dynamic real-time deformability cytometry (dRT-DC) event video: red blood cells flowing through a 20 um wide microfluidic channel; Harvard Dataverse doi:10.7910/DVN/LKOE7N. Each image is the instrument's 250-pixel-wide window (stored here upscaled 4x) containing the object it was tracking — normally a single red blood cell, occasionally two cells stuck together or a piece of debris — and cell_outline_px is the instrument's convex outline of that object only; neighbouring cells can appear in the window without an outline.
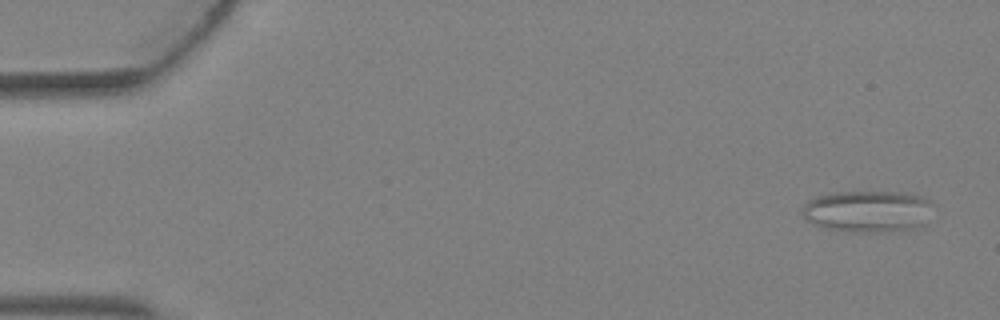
{"species": "Egyptian fruit bat (a non-hibernating species)", "species_latin": "Rousettus aegyptiacus", "temperature_condition": "warm", "stored_images_in_passage": 3, "camera_frame_rate_fps": 3000, "um_per_image_px": 0.085, "animal": {"sex": "female"}, "frame": {"image": 1, "passage_image": 1, "time_ms": 0.0, "image_size_px": [1000, 320], "cell_outline_px": [[932, 204], [924, 224], [912, 228], [884, 232], [856, 232], [828, 228], [804, 220], [800, 212], [804, 204], [808, 200], [816, 196], [836, 192], [912, 192], [924, 196]], "centroid_in_image_um": [73.73, 17.94], "position_along_channel_um": 11.3, "area_um2": 31.91}}
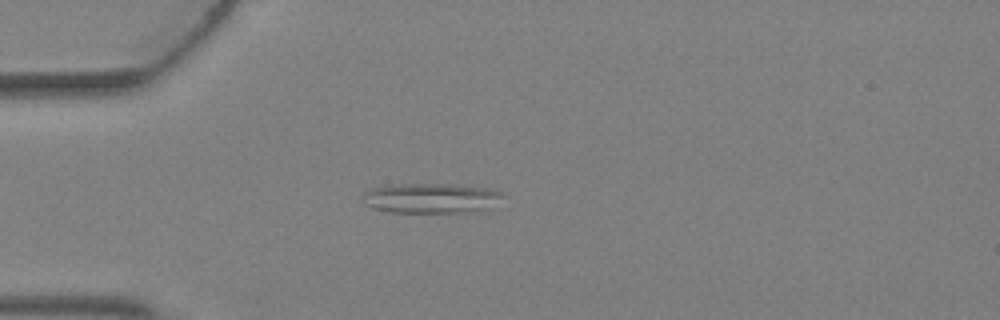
{"frame": {"image": 2, "passage_image": 3, "time_ms": 0.667, "image_size_px": [1000, 320], "cell_outline_px": [[504, 196], [488, 208], [464, 212], [388, 212], [372, 208], [364, 204], [364, 192], [372, 188], [392, 184], [452, 184], [492, 188], [504, 192]], "centroid_in_image_um": [36.63, 16.83], "position_along_channel_um": 48.4, "area_um2": 24.51}}